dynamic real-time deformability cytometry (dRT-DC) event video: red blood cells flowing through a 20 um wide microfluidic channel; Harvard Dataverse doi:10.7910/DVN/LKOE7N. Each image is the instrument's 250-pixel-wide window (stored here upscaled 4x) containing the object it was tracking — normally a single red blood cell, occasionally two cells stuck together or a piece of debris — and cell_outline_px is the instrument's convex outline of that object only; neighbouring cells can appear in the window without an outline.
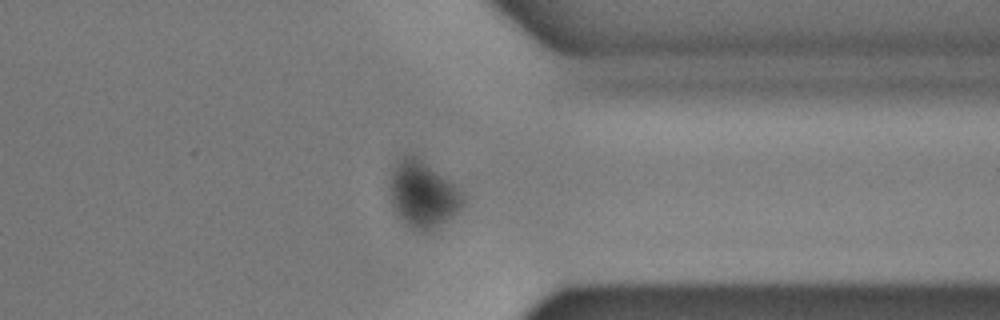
{"species": "common noctule bat (a hibernating species)", "species_latin": "Nyctalus noctula", "temperature_condition": "warm", "stored_images_in_passage": 40, "camera_frame_rate_fps": 3000, "um_per_image_px": 0.085, "animal": {"sex": "male", "body_mass_g": 17.9}, "frame": {"image": 1, "passage_image": 28, "time_ms": 9.0, "image_size_px": [1000, 320], "cell_outline_px": [[464, 204], [456, 212], [428, 232], [420, 232], [412, 228], [396, 212], [392, 204], [388, 192], [388, 184], [392, 164], [400, 156], [408, 152], [412, 152], [448, 180], [464, 196]], "centroid_in_image_um": [35.85, 16.45], "position_along_channel_um": 375.6, "area_um2": 28.32}}
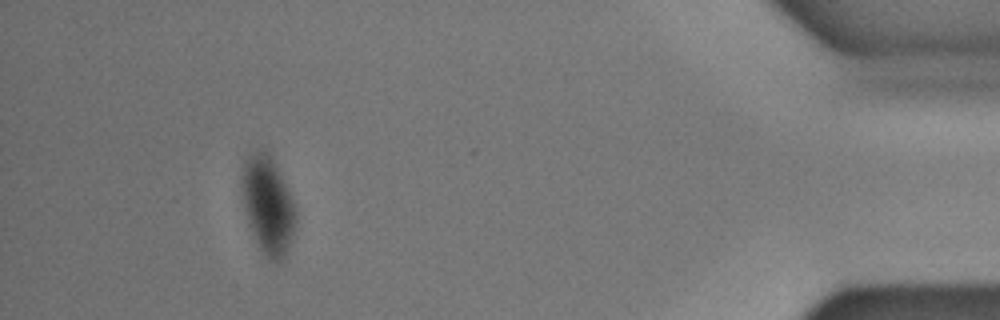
{"frame": {"image": 2, "passage_image": 36, "time_ms": 11.667, "image_size_px": [1000, 320], "cell_outline_px": [[296, 224], [292, 240], [284, 256], [280, 260], [268, 260], [264, 256], [248, 224], [240, 192], [240, 168], [248, 152], [256, 148], [260, 148], [268, 152], [288, 188], [292, 196], [296, 208]], "centroid_in_image_um": [22.73, 17.36], "position_along_channel_um": 412.5, "area_um2": 31.44}}